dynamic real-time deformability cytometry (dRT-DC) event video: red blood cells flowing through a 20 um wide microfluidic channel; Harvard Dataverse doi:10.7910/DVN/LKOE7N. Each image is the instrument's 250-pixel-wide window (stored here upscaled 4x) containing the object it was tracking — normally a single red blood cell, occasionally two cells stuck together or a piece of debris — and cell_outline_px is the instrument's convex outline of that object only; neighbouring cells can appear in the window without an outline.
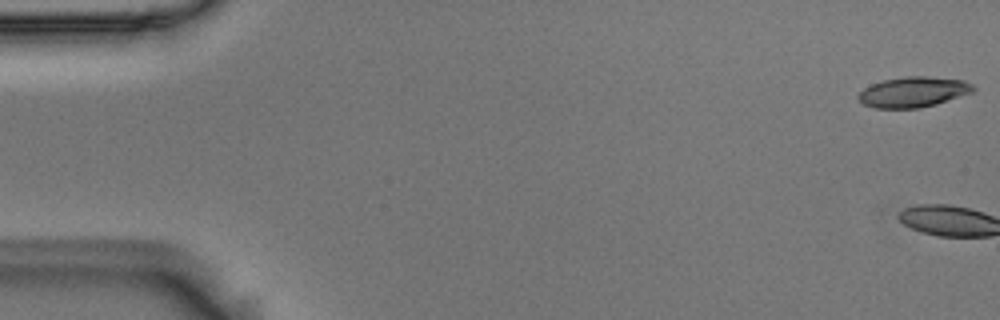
{"species": "Egyptian fruit bat (a non-hibernating species)", "species_latin": "Rousettus aegyptiacus", "temperature_condition": "room temperature", "stored_images_in_passage": 3, "camera_frame_rate_fps": 3000, "um_per_image_px": 0.085, "animal": {"sex": "male"}, "frame": {"image": 1, "passage_image": 1, "time_ms": 0.0, "image_size_px": [1000, 320], "cell_outline_px": [[976, 88], [972, 92], [936, 104], [920, 108], [876, 108], [864, 104], [856, 96], [864, 88], [872, 84], [884, 80], [904, 76], [928, 76], [964, 80], [972, 84]], "centroid_in_image_um": [77.64, 7.81], "position_along_channel_um": 7.4, "area_um2": 20.29}}